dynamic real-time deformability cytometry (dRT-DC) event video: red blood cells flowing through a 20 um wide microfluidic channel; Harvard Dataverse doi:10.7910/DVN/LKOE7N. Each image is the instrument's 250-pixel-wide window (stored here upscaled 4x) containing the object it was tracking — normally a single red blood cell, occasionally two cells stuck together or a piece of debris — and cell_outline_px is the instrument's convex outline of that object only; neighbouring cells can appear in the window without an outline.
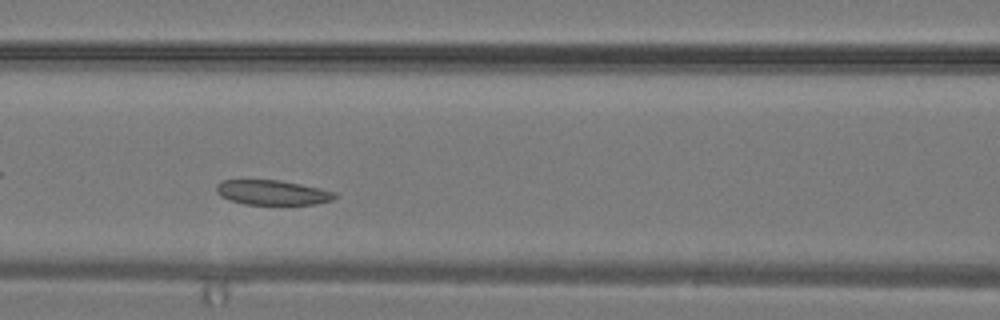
{"species": "common noctule bat (a hibernating species)", "species_latin": "Nyctalus noctula", "temperature_condition": "warm", "stored_images_in_passage": 27, "camera_frame_rate_fps": 3000, "um_per_image_px": 0.085, "animal": {"sex": "male", "body_mass_g": 19.2, "forearm_length_mm": 51.8}, "frame": {"image": 1, "passage_image": 7, "time_ms": 2.0, "image_size_px": [1000, 320], "cell_outline_px": [[336, 196], [332, 200], [312, 204], [244, 204], [220, 196], [216, 192], [216, 184], [224, 180], [276, 180], [300, 184], [320, 188], [336, 192]], "centroid_in_image_um": [23.14, 16.36], "position_along_channel_um": 143.5, "area_um2": 16.88}}
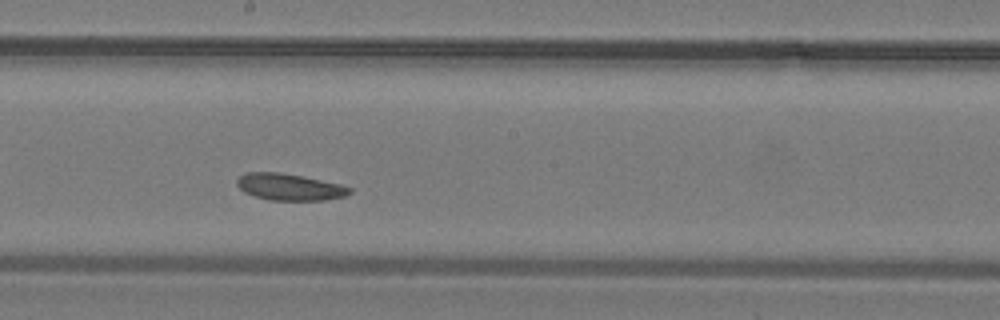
{"frame": {"image": 2, "passage_image": 11, "time_ms": 3.333, "image_size_px": [1000, 320], "cell_outline_px": [[352, 192], [344, 196], [324, 200], [268, 200], [244, 192], [236, 184], [236, 180], [244, 172], [280, 172], [304, 176], [340, 184], [352, 188]], "centroid_in_image_um": [24.6, 15.88], "position_along_channel_um": 223.6, "area_um2": 17.57}}
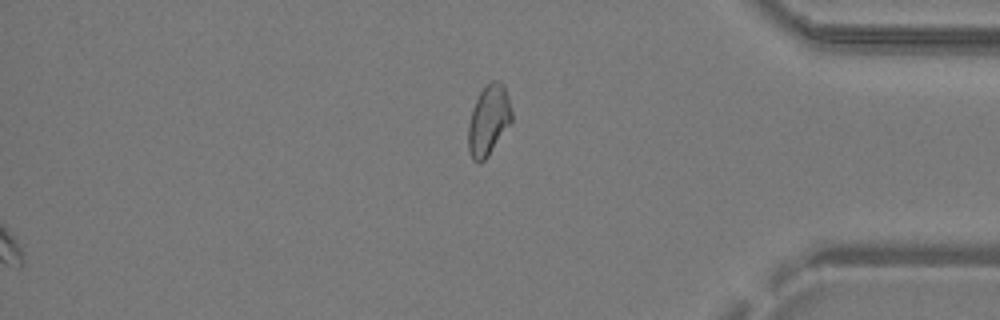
{"frame": {"image": 3, "passage_image": 27, "time_ms": 8.667, "image_size_px": [1000, 320], "cell_outline_px": [[512, 120], [488, 156], [480, 164], [472, 160], [468, 148], [468, 124], [476, 100], [480, 92], [492, 80], [500, 80], [504, 84], [508, 96], [512, 112]], "centroid_in_image_um": [41.53, 10.22], "position_along_channel_um": 393.7, "area_um2": 17.69}}